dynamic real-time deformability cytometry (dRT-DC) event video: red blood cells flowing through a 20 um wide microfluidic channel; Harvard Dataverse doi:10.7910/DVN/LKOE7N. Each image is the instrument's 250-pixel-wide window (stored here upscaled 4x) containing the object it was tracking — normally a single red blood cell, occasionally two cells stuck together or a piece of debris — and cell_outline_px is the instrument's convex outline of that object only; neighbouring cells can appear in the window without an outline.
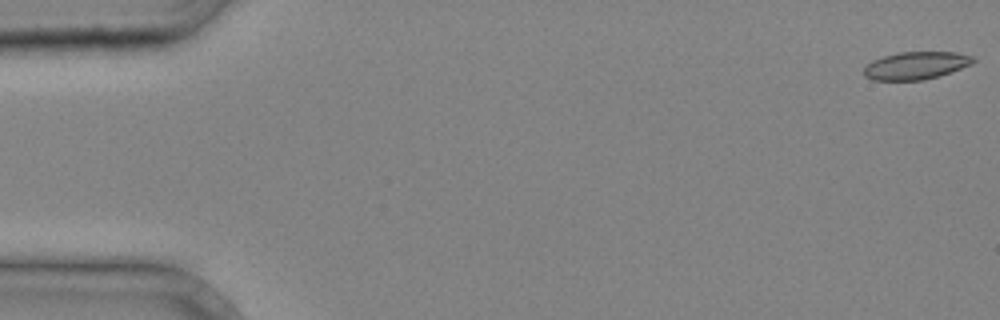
{"species": "common noctule bat (a hibernating species)", "species_latin": "Nyctalus noctula", "temperature_condition": "cold", "stored_images_in_passage": 5, "segment_of_instrument_passage": [1, 2], "camera_frame_rate_fps": 3000, "um_per_image_px": 0.085, "animal": {"sex": "male", "body_mass_g": 20.4}, "frame": {"image": 1, "passage_image": 1, "time_ms": 0.0, "image_size_px": [1000, 320], "cell_outline_px": [[976, 60], [972, 64], [940, 76], [924, 80], [872, 80], [864, 76], [864, 68], [872, 60], [884, 56], [900, 52], [956, 52], [972, 56]], "centroid_in_image_um": [77.86, 5.57], "position_along_channel_um": 7.1, "area_um2": 17.63}}
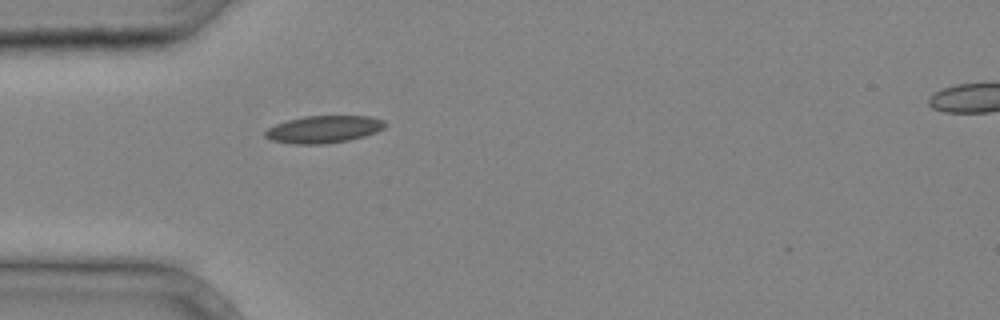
{"frame": {"image": 2, "passage_image": 4, "time_ms": 1.0, "image_size_px": [1000, 320], "cell_outline_px": [[388, 124], [384, 128], [376, 132], [364, 136], [348, 140], [324, 144], [292, 144], [272, 140], [264, 136], [264, 132], [268, 128], [276, 124], [288, 120], [304, 116], [368, 116], [384, 120]], "centroid_in_image_um": [27.52, 10.99], "position_along_channel_um": 57.5, "area_um2": 19.07}}